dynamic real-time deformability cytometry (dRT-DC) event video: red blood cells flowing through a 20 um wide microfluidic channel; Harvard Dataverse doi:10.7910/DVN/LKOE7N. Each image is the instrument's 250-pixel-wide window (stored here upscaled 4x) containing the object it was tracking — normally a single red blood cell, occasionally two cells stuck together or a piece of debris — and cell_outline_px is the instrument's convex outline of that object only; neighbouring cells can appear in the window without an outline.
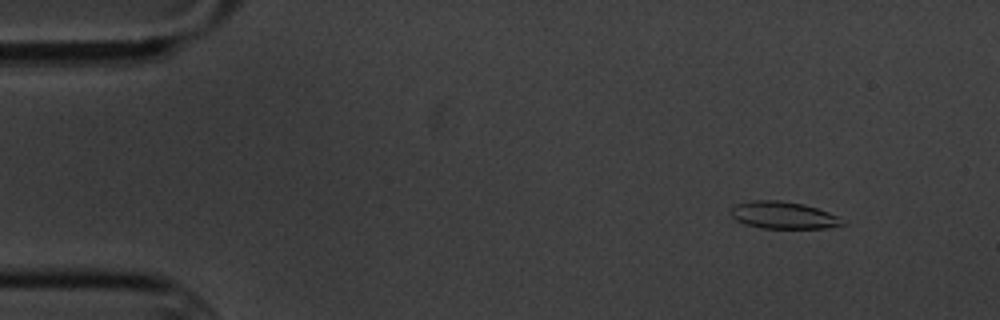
{"species": "common noctule bat (a hibernating species)", "species_latin": "Nyctalus noctula", "temperature_condition": "cold", "stored_images_in_passage": 3, "camera_frame_rate_fps": 3000, "um_per_image_px": 0.085, "animal": {"sex": "male", "body_mass_g": 20.1, "forearm_length_mm": 53.5}, "frame": {"image": 1, "passage_image": 1, "time_ms": 0.0, "image_size_px": [1000, 320], "cell_outline_px": [[848, 224], [828, 228], [760, 228], [744, 224], [736, 220], [732, 216], [732, 208], [736, 204], [752, 200], [780, 200], [804, 204], [840, 216]], "centroid_in_image_um": [66.63, 18.3], "position_along_channel_um": 18.4, "area_um2": 17.8}}
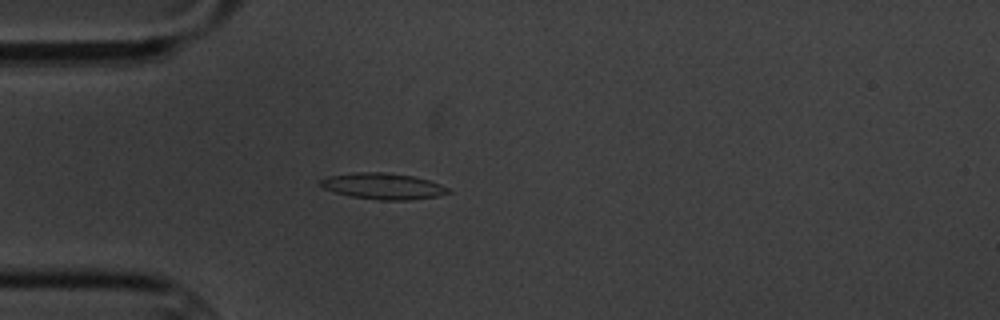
{"frame": {"image": 2, "passage_image": 3, "time_ms": 3.333, "image_size_px": [1000, 320], "cell_outline_px": [[452, 192], [440, 196], [408, 200], [380, 200], [352, 196], [336, 192], [324, 188], [316, 184], [320, 180], [328, 176], [352, 172], [384, 172], [412, 176], [428, 180], [440, 184], [448, 188]], "centroid_in_image_um": [32.55, 15.82], "position_along_channel_um": 52.4, "area_um2": 19.48}}